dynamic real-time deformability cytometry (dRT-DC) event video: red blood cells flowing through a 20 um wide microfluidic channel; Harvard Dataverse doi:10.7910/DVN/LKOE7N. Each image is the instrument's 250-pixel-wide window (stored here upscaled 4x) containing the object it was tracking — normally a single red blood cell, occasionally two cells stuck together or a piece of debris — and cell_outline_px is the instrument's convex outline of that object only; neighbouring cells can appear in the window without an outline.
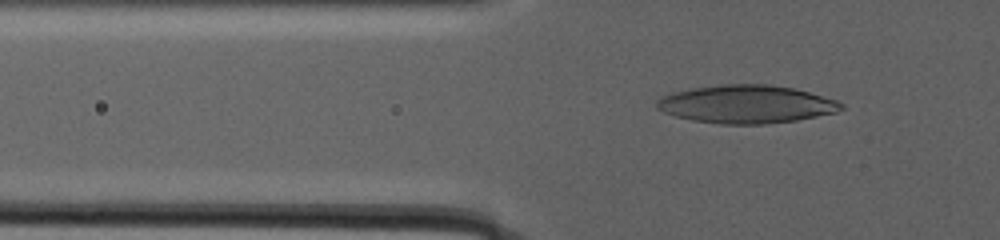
{"species": "human", "species_latin": "Homo sapiens", "temperature_condition": "warm", "stored_images_in_passage": 54, "camera_frame_rate_fps": 3000, "um_per_image_px": 0.085, "donor": {"sex": "male"}, "frame": {"image": 1, "passage_image": 21, "time_ms": 8.667, "image_size_px": [1000, 240], "cell_outline_px": [[844, 108], [836, 112], [796, 120], [764, 124], [720, 124], [692, 120], [676, 116], [664, 112], [656, 108], [656, 100], [672, 92], [692, 88], [720, 84], [768, 84], [792, 88], [808, 92], [836, 100], [844, 104]], "centroid_in_image_um": [63.42, 8.85], "position_along_channel_um": 62.4, "area_um2": 40.81}}
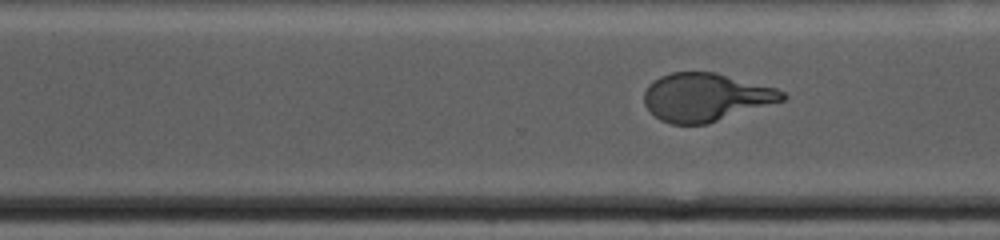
{"frame": {"image": 2, "passage_image": 38, "time_ms": 22.0, "image_size_px": [1000, 240], "cell_outline_px": [[788, 96], [784, 100], [708, 124], [672, 124], [660, 120], [644, 104], [644, 92], [648, 84], [660, 76], [672, 72], [716, 72], [776, 88], [784, 92]], "centroid_in_image_um": [59.99, 8.26], "position_along_channel_um": 310.6, "area_um2": 38.73}}
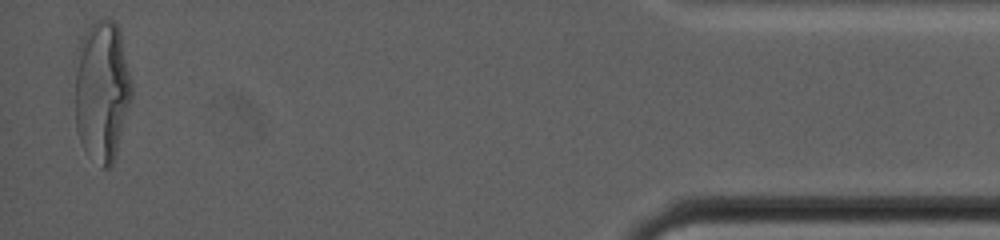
{"frame": {"image": 3, "passage_image": 54, "time_ms": 31.0, "image_size_px": [1000, 240], "cell_outline_px": [[132, 96], [116, 156], [112, 164], [108, 168], [100, 168], [84, 148], [80, 140], [76, 128], [76, 72], [84, 32], [96, 20], [112, 20], [120, 28], [132, 88]], "centroid_in_image_um": [8.7, 7.78], "position_along_channel_um": 426.5, "area_um2": 46.01}}